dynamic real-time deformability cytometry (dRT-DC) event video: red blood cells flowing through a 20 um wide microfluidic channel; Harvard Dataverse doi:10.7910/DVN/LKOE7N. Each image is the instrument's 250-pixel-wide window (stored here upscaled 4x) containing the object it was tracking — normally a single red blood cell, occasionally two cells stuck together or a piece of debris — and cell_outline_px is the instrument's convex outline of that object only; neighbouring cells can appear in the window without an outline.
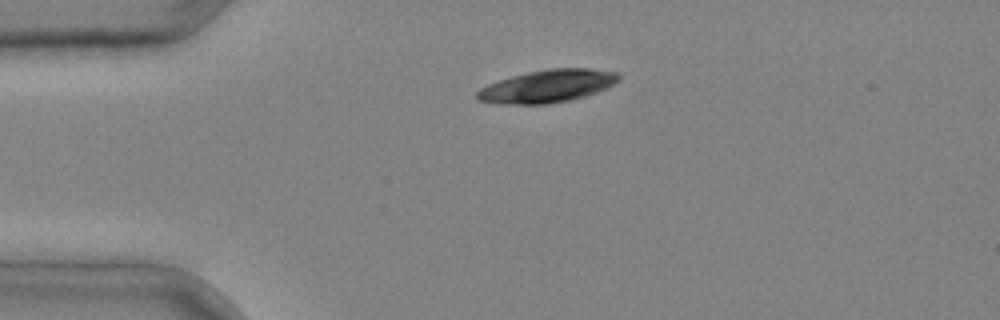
{"species": "common noctule bat (a hibernating species)", "species_latin": "Nyctalus noctula", "temperature_condition": "cold", "stored_images_in_passage": 2, "camera_frame_rate_fps": 3000, "um_per_image_px": 0.085, "animal": {"sex": "male", "body_mass_g": 20.4}, "frame": {"image": 1, "passage_image": 2, "time_ms": 0.333, "image_size_px": [1000, 320], "cell_outline_px": [[620, 80], [596, 92], [584, 96], [568, 100], [548, 104], [500, 104], [476, 100], [476, 92], [480, 88], [488, 84], [512, 76], [528, 72], [548, 68], [588, 68], [616, 72], [620, 76]], "centroid_in_image_um": [46.49, 7.32], "position_along_channel_um": 38.5, "area_um2": 26.82}}